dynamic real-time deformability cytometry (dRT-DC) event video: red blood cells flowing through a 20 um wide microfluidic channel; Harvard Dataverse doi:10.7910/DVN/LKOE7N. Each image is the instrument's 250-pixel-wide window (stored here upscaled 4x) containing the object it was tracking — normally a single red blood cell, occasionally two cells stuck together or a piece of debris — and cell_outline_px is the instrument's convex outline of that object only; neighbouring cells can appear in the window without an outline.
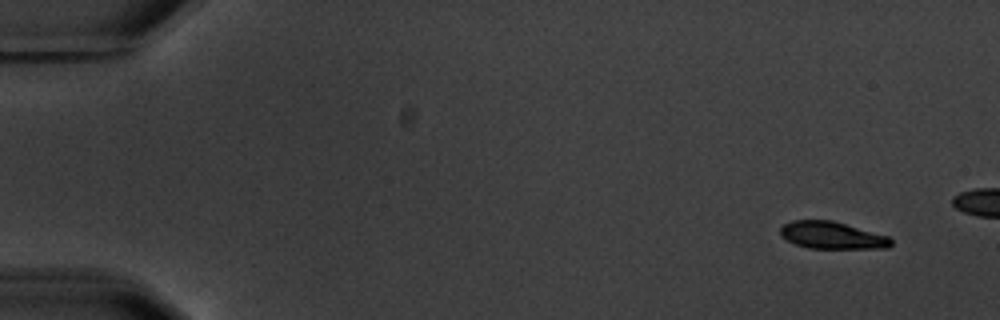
{"species": "common noctule bat (a hibernating species)", "species_latin": "Nyctalus noctula", "temperature_condition": "warm", "stored_images_in_passage": 5, "camera_frame_rate_fps": 3000, "um_per_image_px": 0.085, "animal": {"sex": "male", "body_mass_g": 20.1, "forearm_length_mm": 53.5}, "frame": {"image": 1, "passage_image": 1, "time_ms": 0.0, "image_size_px": [1000, 320], "cell_outline_px": [[892, 244], [888, 248], [808, 248], [796, 244], [780, 236], [780, 228], [784, 224], [792, 220], [832, 220], [888, 236], [892, 240]], "centroid_in_image_um": [70.71, 20.0], "position_along_channel_um": 14.3, "area_um2": 17.46}}